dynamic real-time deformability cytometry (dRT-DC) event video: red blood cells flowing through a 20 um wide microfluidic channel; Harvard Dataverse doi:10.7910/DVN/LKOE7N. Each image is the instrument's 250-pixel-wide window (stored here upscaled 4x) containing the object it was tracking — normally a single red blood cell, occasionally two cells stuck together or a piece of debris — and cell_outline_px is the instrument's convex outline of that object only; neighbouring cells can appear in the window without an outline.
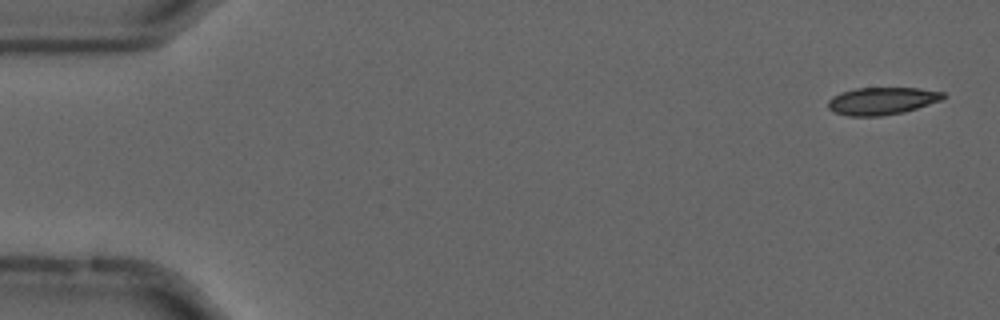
{"species": "common noctule bat (a hibernating species)", "species_latin": "Nyctalus noctula", "temperature_condition": "cold", "stored_images_in_passage": 52, "camera_frame_rate_fps": 3000, "um_per_image_px": 0.085, "animal": {"sex": "male", "forearm_length_mm": 52.5}, "frame": {"image": 1, "passage_image": 2, "time_ms": 0.333, "image_size_px": [1000, 320], "cell_outline_px": [[948, 96], [940, 100], [904, 112], [880, 116], [848, 116], [832, 112], [828, 108], [828, 100], [832, 96], [840, 92], [856, 88], [920, 88], [944, 92]], "centroid_in_image_um": [74.93, 8.58], "position_along_channel_um": 10.1, "area_um2": 18.5}}
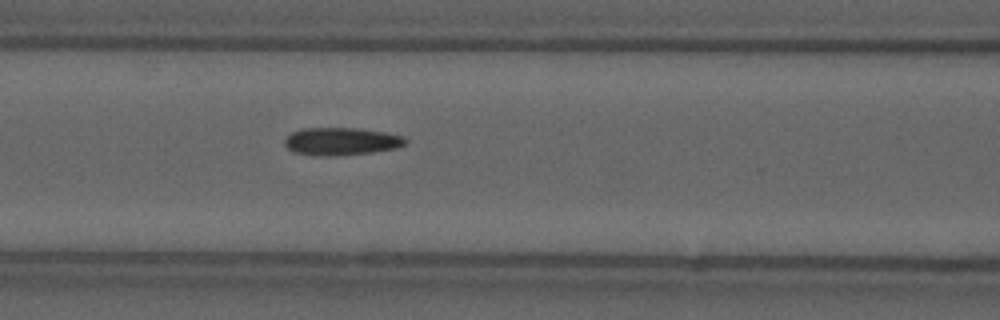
{"frame": {"image": 2, "passage_image": 23, "time_ms": 7.333, "image_size_px": [1000, 320], "cell_outline_px": [[408, 140], [404, 144], [396, 148], [372, 152], [336, 156], [316, 156], [292, 152], [284, 144], [284, 140], [292, 132], [304, 128], [360, 128], [384, 132], [404, 136]], "centroid_in_image_um": [29.0, 12.02], "position_along_channel_um": 137.6, "area_um2": 19.59}}
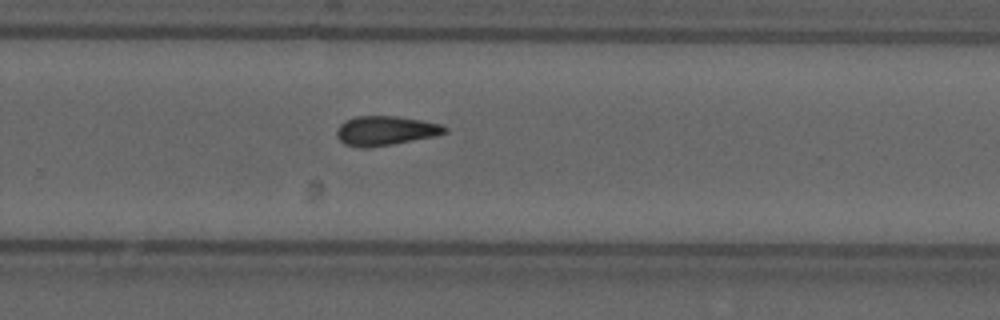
{"frame": {"image": 3, "passage_image": 36, "time_ms": 11.667, "image_size_px": [1000, 320], "cell_outline_px": [[448, 132], [436, 136], [392, 144], [368, 148], [360, 148], [344, 144], [336, 136], [336, 132], [340, 124], [344, 120], [356, 116], [396, 116], [420, 120], [440, 124], [448, 128]], "centroid_in_image_um": [32.75, 11.11], "position_along_channel_um": 297.1, "area_um2": 18.61}}